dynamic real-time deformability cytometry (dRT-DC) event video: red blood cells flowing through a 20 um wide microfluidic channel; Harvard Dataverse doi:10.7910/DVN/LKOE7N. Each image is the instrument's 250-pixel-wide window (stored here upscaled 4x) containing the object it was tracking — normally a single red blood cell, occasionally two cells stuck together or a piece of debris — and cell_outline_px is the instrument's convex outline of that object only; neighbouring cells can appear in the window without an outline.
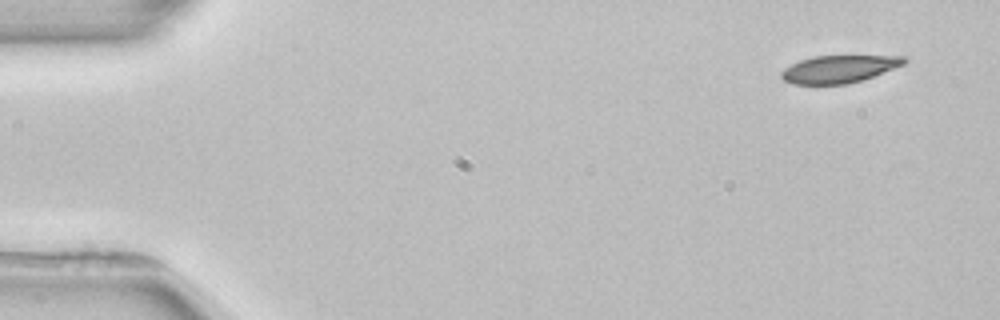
{"species": "common noctule bat (a hibernating species)", "species_latin": "Nyctalus noctula", "temperature_condition": "room temperature", "stored_images_in_passage": 4, "camera_frame_rate_fps": 3000, "um_per_image_px": 0.085, "animal": {"sex": "female", "body_mass_g": 22.7, "forearm_length_mm": 54.2}, "frame": {"image": 1, "passage_image": 1, "time_ms": 0.0, "image_size_px": [1000, 320], "cell_outline_px": [[908, 60], [904, 64], [872, 76], [848, 84], [792, 84], [784, 80], [780, 76], [780, 72], [784, 68], [800, 60], [812, 56], [904, 56]], "centroid_in_image_um": [71.27, 5.86], "position_along_channel_um": 13.7, "area_um2": 19.48}}
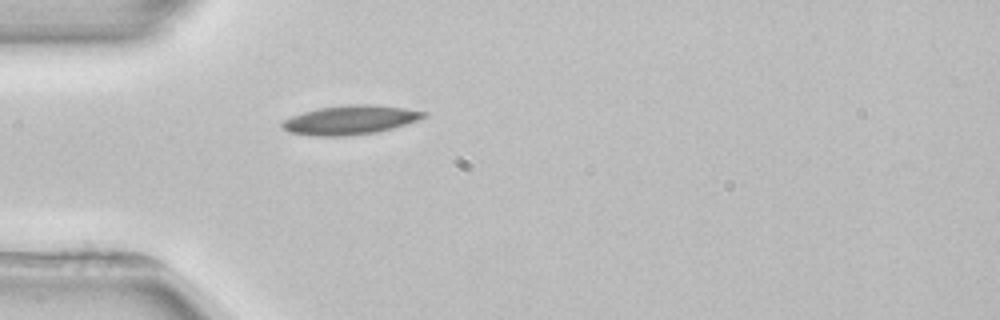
{"frame": {"image": 2, "passage_image": 4, "time_ms": 4.0, "image_size_px": [1000, 320], "cell_outline_px": [[428, 116], [392, 128], [376, 132], [344, 136], [312, 136], [288, 132], [280, 124], [284, 120], [292, 116], [316, 108], [352, 104], [376, 104], [404, 108], [428, 112]], "centroid_in_image_um": [29.76, 10.19], "position_along_channel_um": 55.2, "area_um2": 23.93}}